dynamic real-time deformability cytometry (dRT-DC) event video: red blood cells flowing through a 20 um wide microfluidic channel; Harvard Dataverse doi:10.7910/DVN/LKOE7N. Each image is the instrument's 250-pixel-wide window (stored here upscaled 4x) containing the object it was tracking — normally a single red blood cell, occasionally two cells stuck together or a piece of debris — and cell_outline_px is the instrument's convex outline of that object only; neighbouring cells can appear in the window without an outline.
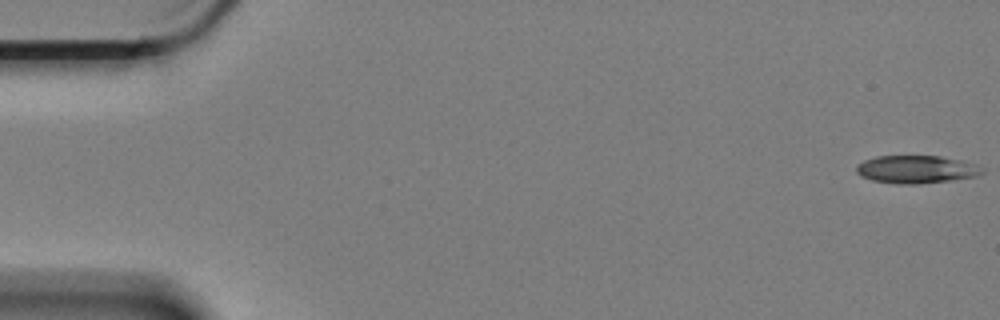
{"species": "Egyptian fruit bat (a non-hibernating species)", "species_latin": "Rousettus aegyptiacus", "temperature_condition": "cold", "stored_images_in_passage": 59, "camera_frame_rate_fps": 3000, "um_per_image_px": 0.085, "animal": {"sex": "female"}, "frame": {"image": 1, "passage_image": 1, "time_ms": 0.0, "image_size_px": [1000, 320], "cell_outline_px": [[984, 172], [976, 176], [952, 180], [916, 184], [896, 184], [872, 180], [860, 176], [856, 172], [856, 164], [864, 160], [876, 156], [940, 156], [976, 164]], "centroid_in_image_um": [77.82, 14.4], "position_along_channel_um": 7.2, "area_um2": 20.35}}
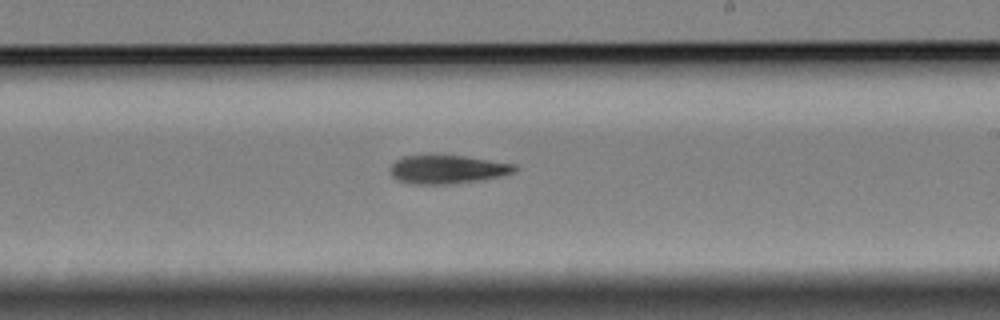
{"frame": {"image": 2, "passage_image": 35, "time_ms": 11.333, "image_size_px": [1000, 320], "cell_outline_px": [[520, 168], [512, 172], [500, 176], [484, 180], [448, 184], [412, 184], [396, 180], [388, 172], [388, 168], [396, 160], [404, 156], [464, 156], [516, 164]], "centroid_in_image_um": [38.01, 14.41], "position_along_channel_um": 251.0, "area_um2": 20.75}}
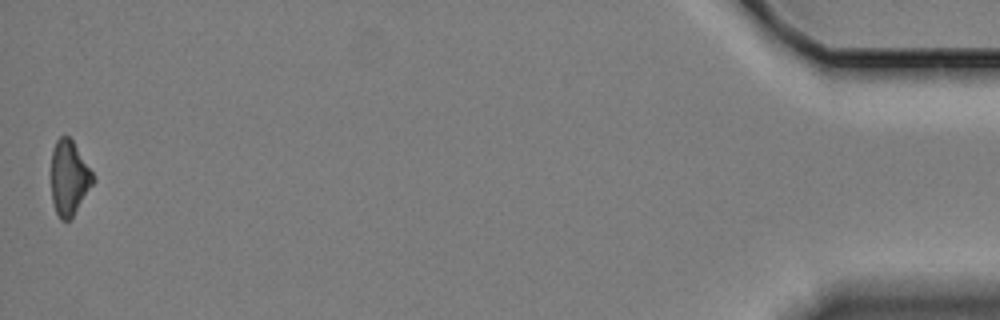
{"frame": {"image": 3, "passage_image": 59, "time_ms": 19.333, "image_size_px": [1000, 320], "cell_outline_px": [[96, 180], [72, 216], [68, 220], [60, 220], [56, 212], [52, 200], [52, 148], [56, 140], [60, 136], [68, 136], [72, 140], [96, 176]], "centroid_in_image_um": [5.89, 15.09], "position_along_channel_um": 429.3, "area_um2": 18.15}, "authors_computed_cell_mechanics": {"area_um2": 20.3456, "velocity_mm_per_s": 3.3683, "shape_relaxation_time_tau1_ms": 6.5744, "shape_relaxation_time_tau2_ms": null, "deformation_change_tau1": 0.121, "deformation_change_tau2": null}}